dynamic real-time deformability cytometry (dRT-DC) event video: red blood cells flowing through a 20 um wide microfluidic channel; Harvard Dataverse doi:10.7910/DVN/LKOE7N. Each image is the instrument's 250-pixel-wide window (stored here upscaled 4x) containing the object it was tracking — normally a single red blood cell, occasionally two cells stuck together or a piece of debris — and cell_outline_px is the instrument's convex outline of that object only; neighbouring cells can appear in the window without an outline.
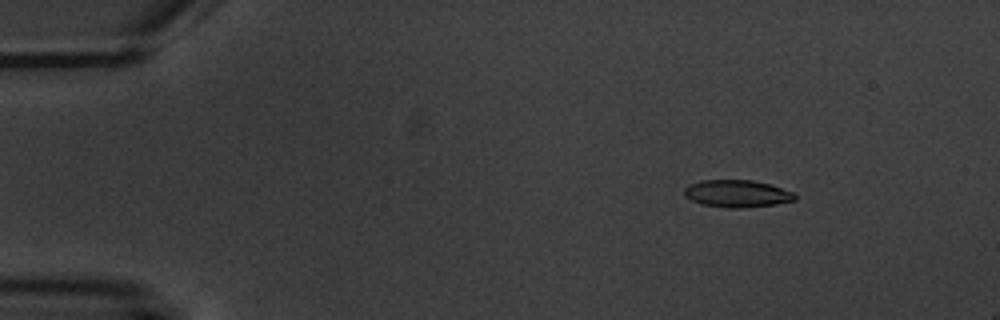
{"species": "common noctule bat (a hibernating species)", "species_latin": "Nyctalus noctula", "temperature_condition": "warm", "stored_images_in_passage": 6, "camera_frame_rate_fps": 3000, "um_per_image_px": 0.085, "animal": {"sex": "male", "body_mass_g": 20.1, "forearm_length_mm": 53.5}, "frame": {"image": 1, "passage_image": 3, "time_ms": 2.333, "image_size_px": [1000, 320], "cell_outline_px": [[796, 200], [776, 204], [740, 208], [728, 208], [704, 204], [692, 200], [684, 196], [684, 188], [688, 184], [700, 180], [752, 180], [768, 184], [792, 192], [796, 196]], "centroid_in_image_um": [62.61, 16.45], "position_along_channel_um": 22.4, "area_um2": 17.46}}